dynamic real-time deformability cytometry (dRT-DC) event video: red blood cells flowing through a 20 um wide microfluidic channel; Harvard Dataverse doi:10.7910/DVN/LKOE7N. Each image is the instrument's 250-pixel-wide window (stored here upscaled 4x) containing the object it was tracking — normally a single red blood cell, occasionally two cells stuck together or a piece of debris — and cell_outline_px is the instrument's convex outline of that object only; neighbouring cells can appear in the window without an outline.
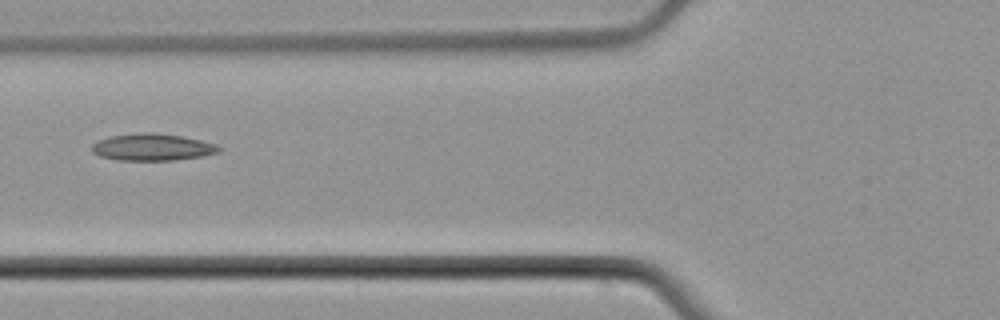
{"species": "common noctule bat (a hibernating species)", "species_latin": "Nyctalus noctula", "temperature_condition": "cold", "stored_images_in_passage": 5, "camera_frame_rate_fps": 3000, "um_per_image_px": 0.085, "animal": {"sex": "male", "body_mass_g": 21.5, "forearm_length_mm": 52.0}, "frame": {"image": 1, "passage_image": 3, "time_ms": 2.333, "image_size_px": [1000, 320], "cell_outline_px": [[220, 152], [204, 156], [176, 160], [116, 160], [100, 156], [92, 152], [92, 144], [108, 136], [136, 132], [152, 132], [180, 136], [200, 140], [216, 144], [220, 148]], "centroid_in_image_um": [12.94, 12.5], "position_along_channel_um": 112.9, "area_um2": 20.06}}
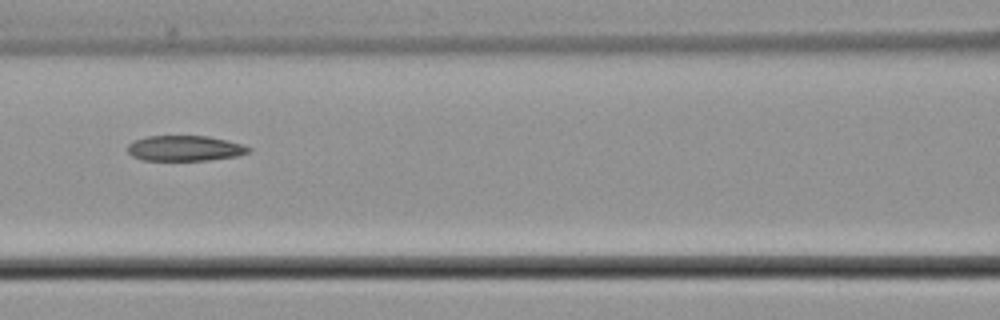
{"frame": {"image": 2, "passage_image": 4, "time_ms": 3.333, "image_size_px": [1000, 320], "cell_outline_px": [[252, 152], [236, 156], [208, 160], [144, 160], [132, 156], [128, 152], [128, 144], [132, 140], [148, 136], [208, 136], [228, 140], [244, 144], [252, 148]], "centroid_in_image_um": [15.75, 12.6], "position_along_channel_um": 150.9, "area_um2": 18.09}}
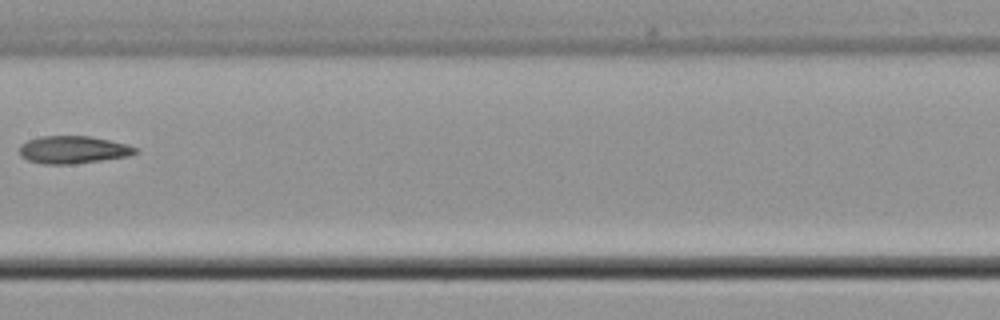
{"frame": {"image": 3, "passage_image": 5, "time_ms": 4.667, "image_size_px": [1000, 320], "cell_outline_px": [[140, 152], [128, 156], [72, 164], [40, 164], [28, 160], [20, 156], [20, 144], [28, 140], [40, 136], [88, 136], [128, 144], [136, 148]], "centroid_in_image_um": [6.19, 12.73], "position_along_channel_um": 201.2, "area_um2": 18.61}}